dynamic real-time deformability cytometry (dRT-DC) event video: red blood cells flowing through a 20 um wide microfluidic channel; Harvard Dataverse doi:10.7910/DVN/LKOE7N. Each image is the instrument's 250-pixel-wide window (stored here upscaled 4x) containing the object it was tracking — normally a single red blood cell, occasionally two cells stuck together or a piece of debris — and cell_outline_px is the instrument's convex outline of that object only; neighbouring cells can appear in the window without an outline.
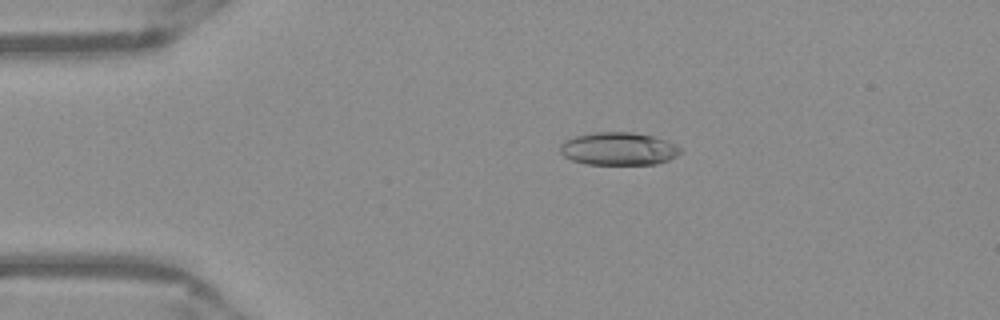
{"species": "Egyptian fruit bat (a non-hibernating species)", "species_latin": "Rousettus aegyptiacus", "temperature_condition": "warm", "stored_images_in_passage": 51, "camera_frame_rate_fps": 3000, "um_per_image_px": 0.085, "frame": {"image": 1, "passage_image": 10, "time_ms": 3.0, "image_size_px": [1000, 320], "cell_outline_px": [[684, 152], [668, 160], [656, 164], [588, 164], [572, 160], [564, 156], [560, 152], [560, 144], [564, 140], [576, 136], [596, 132], [632, 132], [652, 136], [676, 144]], "centroid_in_image_um": [52.58, 12.64], "position_along_channel_um": 32.4, "area_um2": 23.0}}
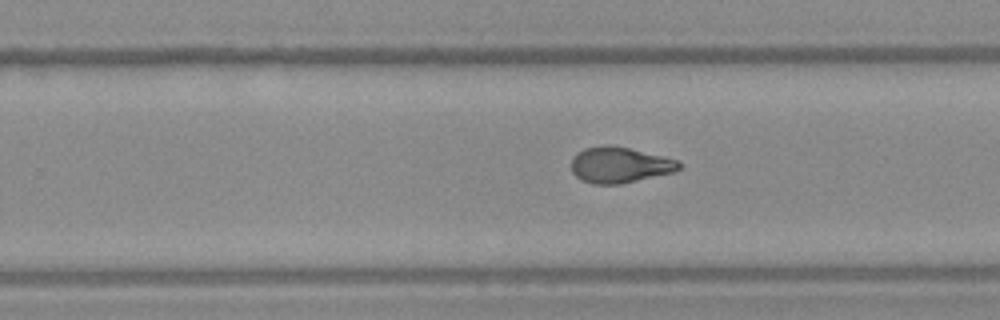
{"frame": {"image": 2, "passage_image": 32, "time_ms": 10.333, "image_size_px": [1000, 320], "cell_outline_px": [[680, 168], [672, 172], [620, 184], [592, 184], [580, 180], [572, 172], [572, 160], [576, 152], [584, 148], [604, 144], [608, 144], [628, 148], [664, 156], [680, 160]], "centroid_in_image_um": [52.64, 14.01], "position_along_channel_um": 277.2, "area_um2": 22.54}}
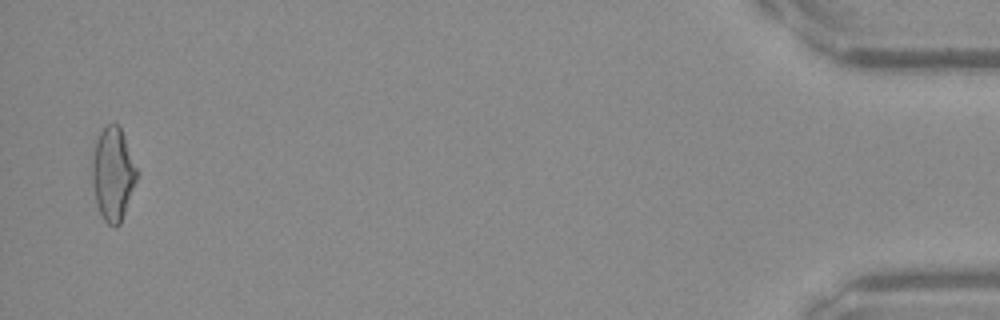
{"frame": {"image": 3, "passage_image": 50, "time_ms": 16.333, "image_size_px": [1000, 320], "cell_outline_px": [[140, 176], [120, 224], [116, 228], [108, 224], [104, 220], [96, 204], [92, 184], [92, 160], [96, 140], [100, 132], [108, 124], [116, 124], [120, 128], [124, 136], [140, 172]], "centroid_in_image_um": [9.64, 14.83], "position_along_channel_um": 425.6, "area_um2": 24.68}, "authors_computed_cell_mechanics": {"area_um2": 23.0044, "velocity_mm_per_s": 3.943, "shape_relaxation_time_tau1_ms": 6.9034, "shape_relaxation_time_tau2_ms": 1.2466, "deformation_change_tau1": 0.2248, "deformation_change_tau2": 0.0745}}